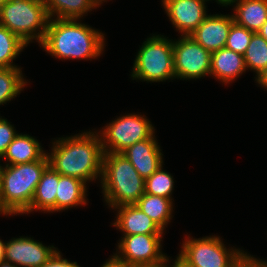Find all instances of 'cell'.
Wrapping results in <instances>:
<instances>
[{
	"mask_svg": "<svg viewBox=\"0 0 267 267\" xmlns=\"http://www.w3.org/2000/svg\"><path fill=\"white\" fill-rule=\"evenodd\" d=\"M95 133V134H94ZM49 166L60 175L93 181L102 175L104 150L96 132H84L53 142Z\"/></svg>",
	"mask_w": 267,
	"mask_h": 267,
	"instance_id": "1",
	"label": "cell"
},
{
	"mask_svg": "<svg viewBox=\"0 0 267 267\" xmlns=\"http://www.w3.org/2000/svg\"><path fill=\"white\" fill-rule=\"evenodd\" d=\"M75 19L51 18L41 46L59 59L97 58L104 49V34Z\"/></svg>",
	"mask_w": 267,
	"mask_h": 267,
	"instance_id": "2",
	"label": "cell"
},
{
	"mask_svg": "<svg viewBox=\"0 0 267 267\" xmlns=\"http://www.w3.org/2000/svg\"><path fill=\"white\" fill-rule=\"evenodd\" d=\"M48 166L46 153L38 161L3 167L0 186V214H22L30 206L37 184Z\"/></svg>",
	"mask_w": 267,
	"mask_h": 267,
	"instance_id": "3",
	"label": "cell"
},
{
	"mask_svg": "<svg viewBox=\"0 0 267 267\" xmlns=\"http://www.w3.org/2000/svg\"><path fill=\"white\" fill-rule=\"evenodd\" d=\"M100 181L104 199L113 210L136 204L145 193V179L122 153H104Z\"/></svg>",
	"mask_w": 267,
	"mask_h": 267,
	"instance_id": "4",
	"label": "cell"
},
{
	"mask_svg": "<svg viewBox=\"0 0 267 267\" xmlns=\"http://www.w3.org/2000/svg\"><path fill=\"white\" fill-rule=\"evenodd\" d=\"M49 20L43 0H7L0 11V24L27 45L33 39L41 44Z\"/></svg>",
	"mask_w": 267,
	"mask_h": 267,
	"instance_id": "5",
	"label": "cell"
},
{
	"mask_svg": "<svg viewBox=\"0 0 267 267\" xmlns=\"http://www.w3.org/2000/svg\"><path fill=\"white\" fill-rule=\"evenodd\" d=\"M133 66V80L160 82L174 79L173 41L163 35L149 37L138 51Z\"/></svg>",
	"mask_w": 267,
	"mask_h": 267,
	"instance_id": "6",
	"label": "cell"
},
{
	"mask_svg": "<svg viewBox=\"0 0 267 267\" xmlns=\"http://www.w3.org/2000/svg\"><path fill=\"white\" fill-rule=\"evenodd\" d=\"M150 121L138 114L121 116L100 132L104 153H122L136 142L150 138L155 132Z\"/></svg>",
	"mask_w": 267,
	"mask_h": 267,
	"instance_id": "7",
	"label": "cell"
},
{
	"mask_svg": "<svg viewBox=\"0 0 267 267\" xmlns=\"http://www.w3.org/2000/svg\"><path fill=\"white\" fill-rule=\"evenodd\" d=\"M181 249L180 255L192 267H232L243 253L239 249H227L217 236L198 239L187 237Z\"/></svg>",
	"mask_w": 267,
	"mask_h": 267,
	"instance_id": "8",
	"label": "cell"
},
{
	"mask_svg": "<svg viewBox=\"0 0 267 267\" xmlns=\"http://www.w3.org/2000/svg\"><path fill=\"white\" fill-rule=\"evenodd\" d=\"M162 234H136L124 236L118 251L112 257L123 266H154L161 264L165 254L161 251Z\"/></svg>",
	"mask_w": 267,
	"mask_h": 267,
	"instance_id": "9",
	"label": "cell"
},
{
	"mask_svg": "<svg viewBox=\"0 0 267 267\" xmlns=\"http://www.w3.org/2000/svg\"><path fill=\"white\" fill-rule=\"evenodd\" d=\"M173 41L174 73L178 79H199L210 75L211 52L190 36Z\"/></svg>",
	"mask_w": 267,
	"mask_h": 267,
	"instance_id": "10",
	"label": "cell"
},
{
	"mask_svg": "<svg viewBox=\"0 0 267 267\" xmlns=\"http://www.w3.org/2000/svg\"><path fill=\"white\" fill-rule=\"evenodd\" d=\"M55 251L54 246H44L30 237L13 238L5 242L4 260L18 267H40Z\"/></svg>",
	"mask_w": 267,
	"mask_h": 267,
	"instance_id": "11",
	"label": "cell"
},
{
	"mask_svg": "<svg viewBox=\"0 0 267 267\" xmlns=\"http://www.w3.org/2000/svg\"><path fill=\"white\" fill-rule=\"evenodd\" d=\"M206 1L209 0H162V5L179 33L189 36L208 16Z\"/></svg>",
	"mask_w": 267,
	"mask_h": 267,
	"instance_id": "12",
	"label": "cell"
},
{
	"mask_svg": "<svg viewBox=\"0 0 267 267\" xmlns=\"http://www.w3.org/2000/svg\"><path fill=\"white\" fill-rule=\"evenodd\" d=\"M233 23V15H208L189 36L212 53L225 47Z\"/></svg>",
	"mask_w": 267,
	"mask_h": 267,
	"instance_id": "13",
	"label": "cell"
},
{
	"mask_svg": "<svg viewBox=\"0 0 267 267\" xmlns=\"http://www.w3.org/2000/svg\"><path fill=\"white\" fill-rule=\"evenodd\" d=\"M122 154L130 161L143 179L150 177L163 165L162 153L155 135L136 142L125 149Z\"/></svg>",
	"mask_w": 267,
	"mask_h": 267,
	"instance_id": "14",
	"label": "cell"
},
{
	"mask_svg": "<svg viewBox=\"0 0 267 267\" xmlns=\"http://www.w3.org/2000/svg\"><path fill=\"white\" fill-rule=\"evenodd\" d=\"M119 209L113 226L124 232L123 236L136 234H163V230L135 204L115 207Z\"/></svg>",
	"mask_w": 267,
	"mask_h": 267,
	"instance_id": "15",
	"label": "cell"
},
{
	"mask_svg": "<svg viewBox=\"0 0 267 267\" xmlns=\"http://www.w3.org/2000/svg\"><path fill=\"white\" fill-rule=\"evenodd\" d=\"M244 56L231 49L223 47L211 54L210 76L228 84L245 72Z\"/></svg>",
	"mask_w": 267,
	"mask_h": 267,
	"instance_id": "16",
	"label": "cell"
},
{
	"mask_svg": "<svg viewBox=\"0 0 267 267\" xmlns=\"http://www.w3.org/2000/svg\"><path fill=\"white\" fill-rule=\"evenodd\" d=\"M59 182V173L48 166L42 173L37 184L30 206L22 213H30L34 209L45 212H56V191Z\"/></svg>",
	"mask_w": 267,
	"mask_h": 267,
	"instance_id": "17",
	"label": "cell"
},
{
	"mask_svg": "<svg viewBox=\"0 0 267 267\" xmlns=\"http://www.w3.org/2000/svg\"><path fill=\"white\" fill-rule=\"evenodd\" d=\"M45 154L38 140L27 134H17L2 158L9 161L6 165H15L38 161Z\"/></svg>",
	"mask_w": 267,
	"mask_h": 267,
	"instance_id": "18",
	"label": "cell"
},
{
	"mask_svg": "<svg viewBox=\"0 0 267 267\" xmlns=\"http://www.w3.org/2000/svg\"><path fill=\"white\" fill-rule=\"evenodd\" d=\"M234 22L257 33L267 21V0H237Z\"/></svg>",
	"mask_w": 267,
	"mask_h": 267,
	"instance_id": "19",
	"label": "cell"
},
{
	"mask_svg": "<svg viewBox=\"0 0 267 267\" xmlns=\"http://www.w3.org/2000/svg\"><path fill=\"white\" fill-rule=\"evenodd\" d=\"M86 184L77 178L59 174L56 191V211L87 204Z\"/></svg>",
	"mask_w": 267,
	"mask_h": 267,
	"instance_id": "20",
	"label": "cell"
},
{
	"mask_svg": "<svg viewBox=\"0 0 267 267\" xmlns=\"http://www.w3.org/2000/svg\"><path fill=\"white\" fill-rule=\"evenodd\" d=\"M49 18L79 20L102 4L99 0H43ZM56 14V15H55Z\"/></svg>",
	"mask_w": 267,
	"mask_h": 267,
	"instance_id": "21",
	"label": "cell"
},
{
	"mask_svg": "<svg viewBox=\"0 0 267 267\" xmlns=\"http://www.w3.org/2000/svg\"><path fill=\"white\" fill-rule=\"evenodd\" d=\"M172 200L144 193L135 205L164 231L165 226L172 219Z\"/></svg>",
	"mask_w": 267,
	"mask_h": 267,
	"instance_id": "22",
	"label": "cell"
},
{
	"mask_svg": "<svg viewBox=\"0 0 267 267\" xmlns=\"http://www.w3.org/2000/svg\"><path fill=\"white\" fill-rule=\"evenodd\" d=\"M26 83L20 68L0 67V105L17 97L18 93L20 94Z\"/></svg>",
	"mask_w": 267,
	"mask_h": 267,
	"instance_id": "23",
	"label": "cell"
},
{
	"mask_svg": "<svg viewBox=\"0 0 267 267\" xmlns=\"http://www.w3.org/2000/svg\"><path fill=\"white\" fill-rule=\"evenodd\" d=\"M27 47L17 35L10 32L6 27L0 24V67L12 68L13 60Z\"/></svg>",
	"mask_w": 267,
	"mask_h": 267,
	"instance_id": "24",
	"label": "cell"
},
{
	"mask_svg": "<svg viewBox=\"0 0 267 267\" xmlns=\"http://www.w3.org/2000/svg\"><path fill=\"white\" fill-rule=\"evenodd\" d=\"M243 56L246 69L253 70L258 75L267 67V40L254 33Z\"/></svg>",
	"mask_w": 267,
	"mask_h": 267,
	"instance_id": "25",
	"label": "cell"
},
{
	"mask_svg": "<svg viewBox=\"0 0 267 267\" xmlns=\"http://www.w3.org/2000/svg\"><path fill=\"white\" fill-rule=\"evenodd\" d=\"M145 193L171 199L174 189L173 177L163 170L162 165L150 177L145 179Z\"/></svg>",
	"mask_w": 267,
	"mask_h": 267,
	"instance_id": "26",
	"label": "cell"
},
{
	"mask_svg": "<svg viewBox=\"0 0 267 267\" xmlns=\"http://www.w3.org/2000/svg\"><path fill=\"white\" fill-rule=\"evenodd\" d=\"M253 34L254 32L234 22L230 27L225 47L244 55Z\"/></svg>",
	"mask_w": 267,
	"mask_h": 267,
	"instance_id": "27",
	"label": "cell"
},
{
	"mask_svg": "<svg viewBox=\"0 0 267 267\" xmlns=\"http://www.w3.org/2000/svg\"><path fill=\"white\" fill-rule=\"evenodd\" d=\"M14 128L15 127H13L8 120L0 117V158H2L8 148V145L18 134Z\"/></svg>",
	"mask_w": 267,
	"mask_h": 267,
	"instance_id": "28",
	"label": "cell"
},
{
	"mask_svg": "<svg viewBox=\"0 0 267 267\" xmlns=\"http://www.w3.org/2000/svg\"><path fill=\"white\" fill-rule=\"evenodd\" d=\"M40 267H80L77 262H70L62 258L60 251H55L54 254Z\"/></svg>",
	"mask_w": 267,
	"mask_h": 267,
	"instance_id": "29",
	"label": "cell"
},
{
	"mask_svg": "<svg viewBox=\"0 0 267 267\" xmlns=\"http://www.w3.org/2000/svg\"><path fill=\"white\" fill-rule=\"evenodd\" d=\"M232 267H267L266 261L257 260L246 252L233 263Z\"/></svg>",
	"mask_w": 267,
	"mask_h": 267,
	"instance_id": "30",
	"label": "cell"
},
{
	"mask_svg": "<svg viewBox=\"0 0 267 267\" xmlns=\"http://www.w3.org/2000/svg\"><path fill=\"white\" fill-rule=\"evenodd\" d=\"M177 258L175 259V263L172 266H168L166 263L169 261L168 257L165 256L162 262L164 267H192L180 254H178Z\"/></svg>",
	"mask_w": 267,
	"mask_h": 267,
	"instance_id": "31",
	"label": "cell"
},
{
	"mask_svg": "<svg viewBox=\"0 0 267 267\" xmlns=\"http://www.w3.org/2000/svg\"><path fill=\"white\" fill-rule=\"evenodd\" d=\"M256 81L257 83L262 87L267 90V67L263 69L258 75H256Z\"/></svg>",
	"mask_w": 267,
	"mask_h": 267,
	"instance_id": "32",
	"label": "cell"
},
{
	"mask_svg": "<svg viewBox=\"0 0 267 267\" xmlns=\"http://www.w3.org/2000/svg\"><path fill=\"white\" fill-rule=\"evenodd\" d=\"M101 267H123L122 264L117 262L113 257H111L108 261H106L105 264H103Z\"/></svg>",
	"mask_w": 267,
	"mask_h": 267,
	"instance_id": "33",
	"label": "cell"
},
{
	"mask_svg": "<svg viewBox=\"0 0 267 267\" xmlns=\"http://www.w3.org/2000/svg\"><path fill=\"white\" fill-rule=\"evenodd\" d=\"M257 33L267 40V21L261 26Z\"/></svg>",
	"mask_w": 267,
	"mask_h": 267,
	"instance_id": "34",
	"label": "cell"
},
{
	"mask_svg": "<svg viewBox=\"0 0 267 267\" xmlns=\"http://www.w3.org/2000/svg\"><path fill=\"white\" fill-rule=\"evenodd\" d=\"M5 242L0 239V262L4 260Z\"/></svg>",
	"mask_w": 267,
	"mask_h": 267,
	"instance_id": "35",
	"label": "cell"
},
{
	"mask_svg": "<svg viewBox=\"0 0 267 267\" xmlns=\"http://www.w3.org/2000/svg\"><path fill=\"white\" fill-rule=\"evenodd\" d=\"M237 0H216V2H218V4H222V6H227V5H233V3H235Z\"/></svg>",
	"mask_w": 267,
	"mask_h": 267,
	"instance_id": "36",
	"label": "cell"
},
{
	"mask_svg": "<svg viewBox=\"0 0 267 267\" xmlns=\"http://www.w3.org/2000/svg\"><path fill=\"white\" fill-rule=\"evenodd\" d=\"M0 267H18V266L11 262L3 260L0 262Z\"/></svg>",
	"mask_w": 267,
	"mask_h": 267,
	"instance_id": "37",
	"label": "cell"
},
{
	"mask_svg": "<svg viewBox=\"0 0 267 267\" xmlns=\"http://www.w3.org/2000/svg\"><path fill=\"white\" fill-rule=\"evenodd\" d=\"M123 267H164V266L161 263V264L154 265V266H143V265H140V266H123Z\"/></svg>",
	"mask_w": 267,
	"mask_h": 267,
	"instance_id": "38",
	"label": "cell"
},
{
	"mask_svg": "<svg viewBox=\"0 0 267 267\" xmlns=\"http://www.w3.org/2000/svg\"><path fill=\"white\" fill-rule=\"evenodd\" d=\"M7 2V0H0V11H1V8L2 6Z\"/></svg>",
	"mask_w": 267,
	"mask_h": 267,
	"instance_id": "39",
	"label": "cell"
},
{
	"mask_svg": "<svg viewBox=\"0 0 267 267\" xmlns=\"http://www.w3.org/2000/svg\"><path fill=\"white\" fill-rule=\"evenodd\" d=\"M2 169H3V166L0 165V186H1V173H2Z\"/></svg>",
	"mask_w": 267,
	"mask_h": 267,
	"instance_id": "40",
	"label": "cell"
}]
</instances>
